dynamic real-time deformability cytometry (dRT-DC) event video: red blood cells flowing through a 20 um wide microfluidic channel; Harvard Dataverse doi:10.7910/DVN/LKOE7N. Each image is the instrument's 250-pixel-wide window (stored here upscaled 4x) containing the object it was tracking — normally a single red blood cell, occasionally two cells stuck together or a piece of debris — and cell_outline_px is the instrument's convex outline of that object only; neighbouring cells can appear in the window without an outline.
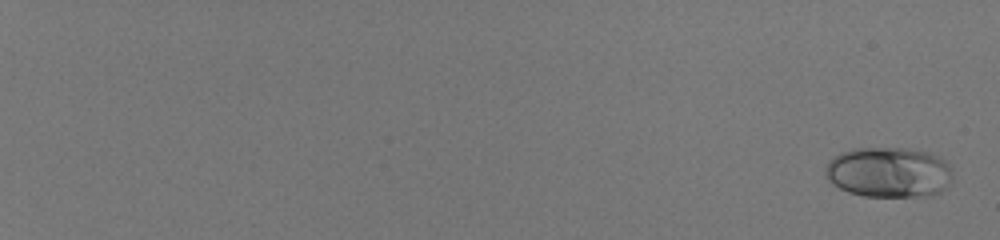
{"species": "human", "species_latin": "Homo sapiens", "temperature_condition": "room temperature", "stored_images_in_passage": 58, "camera_frame_rate_fps": 3000, "um_per_image_px": 0.085, "donor": {"sex": "male"}, "frame": {"image": 1, "passage_image": 2, "time_ms": 0.333, "image_size_px": [1000, 240], "cell_outline_px": [[952, 168], [948, 184], [940, 192], [932, 196], [864, 196], [848, 192], [832, 184], [828, 180], [824, 172], [828, 160], [832, 156], [840, 152], [852, 148], [904, 148], [928, 152], [940, 156]], "centroid_in_image_um": [75.51, 14.63], "position_along_channel_um": 9.5, "area_um2": 37.69}}
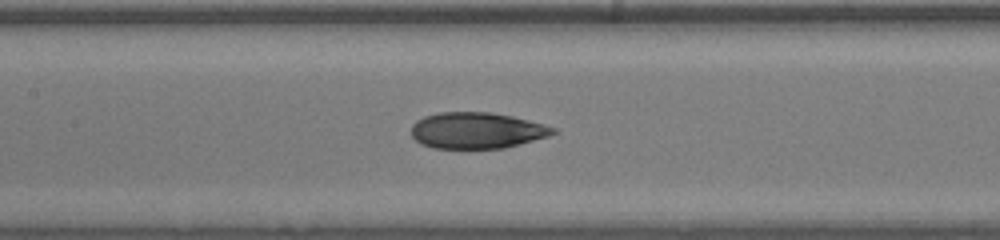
{"frame": {"image": 2, "passage_image": 35, "time_ms": 11.333, "image_size_px": [1000, 240], "cell_outline_px": [[556, 132], [548, 136], [504, 148], [432, 148], [420, 144], [412, 136], [412, 124], [416, 120], [424, 116], [436, 112], [492, 112], [512, 116], [544, 124], [556, 128]], "centroid_in_image_um": [40.49, 11.08], "position_along_channel_um": 166.9, "area_um2": 29.94}}
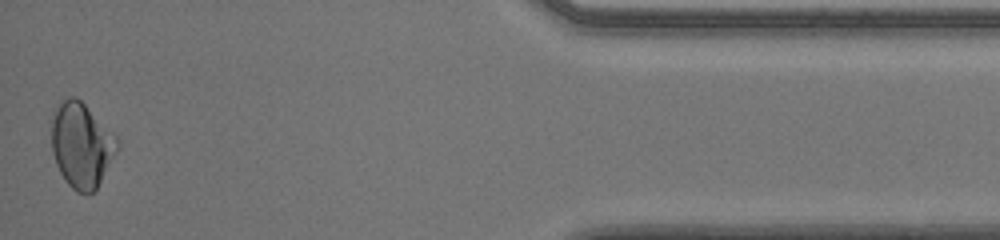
{"frame": {"image": 3, "passage_image": 58, "time_ms": 19.0, "image_size_px": [1000, 240], "cell_outline_px": [[120, 144], [96, 188], [88, 196], [76, 192], [64, 180], [56, 164], [52, 152], [52, 120], [60, 100], [68, 96], [76, 96], [120, 140]], "centroid_in_image_um": [6.91, 12.34], "position_along_channel_um": 428.3, "area_um2": 32.25}, "authors_computed_cell_mechanics": {"area_um2": 31.2698, "velocity_mm_per_s": 4.0454, "shape_relaxation_time_tau1_ms": 6.161, "shape_relaxation_time_tau2_ms": 1.3782, "deformation_change_tau1": 0.1545, "deformation_change_tau2": 0.063}}